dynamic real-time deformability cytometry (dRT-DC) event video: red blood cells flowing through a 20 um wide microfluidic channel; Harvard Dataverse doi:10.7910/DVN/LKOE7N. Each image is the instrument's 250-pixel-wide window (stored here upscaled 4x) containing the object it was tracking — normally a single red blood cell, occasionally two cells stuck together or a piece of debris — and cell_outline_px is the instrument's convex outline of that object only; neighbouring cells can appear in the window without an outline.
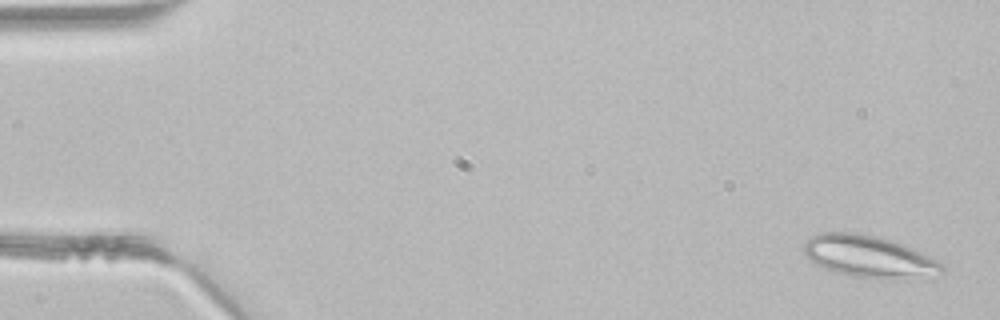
{"species": "common noctule bat (a hibernating species)", "species_latin": "Nyctalus noctula", "temperature_condition": "room temperature", "stored_images_in_passage": 3, "camera_frame_rate_fps": 3000, "um_per_image_px": 0.085, "animal": {"sex": "male", "body_mass_g": 21.5, "forearm_length_mm": 52.0}, "frame": {"image": 1, "passage_image": 3, "time_ms": 0.667, "image_size_px": [1000, 320], "cell_outline_px": [[944, 272], [904, 280], [880, 280], [856, 276], [836, 272], [816, 264], [804, 252], [804, 244], [812, 236], [820, 232], [856, 232], [876, 236], [912, 248], [944, 264]], "centroid_in_image_um": [73.88, 21.82], "position_along_channel_um": 11.1, "area_um2": 33.52}}